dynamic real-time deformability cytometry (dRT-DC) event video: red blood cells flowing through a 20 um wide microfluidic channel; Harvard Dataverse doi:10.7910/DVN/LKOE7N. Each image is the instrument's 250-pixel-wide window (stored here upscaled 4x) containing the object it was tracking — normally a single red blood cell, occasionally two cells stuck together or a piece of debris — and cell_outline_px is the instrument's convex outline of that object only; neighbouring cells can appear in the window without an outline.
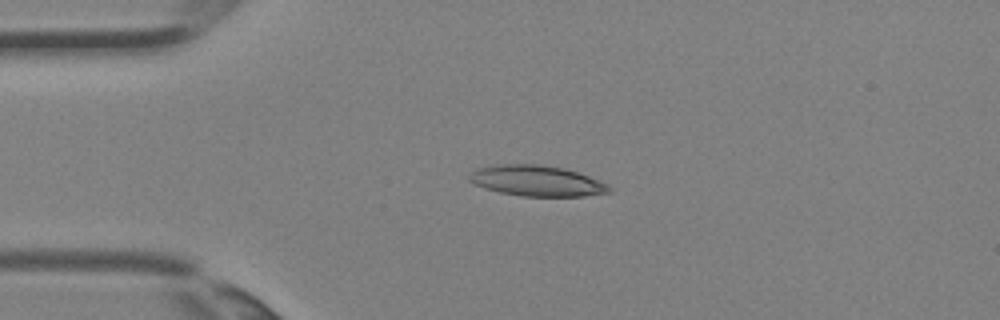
{"species": "Egyptian fruit bat (a non-hibernating species)", "species_latin": "Rousettus aegyptiacus", "temperature_condition": "room temperature", "stored_images_in_passage": 4, "camera_frame_rate_fps": 3000, "um_per_image_px": 0.085, "animal": {"sex": "female"}, "frame": {"image": 1, "passage_image": 3, "time_ms": 0.667, "image_size_px": [1000, 320], "cell_outline_px": [[612, 192], [584, 196], [524, 196], [500, 192], [484, 188], [468, 180], [468, 176], [476, 168], [496, 164], [540, 164], [564, 168], [600, 180], [608, 184], [612, 188]], "centroid_in_image_um": [45.64, 15.36], "position_along_channel_um": 39.4, "area_um2": 25.09}}